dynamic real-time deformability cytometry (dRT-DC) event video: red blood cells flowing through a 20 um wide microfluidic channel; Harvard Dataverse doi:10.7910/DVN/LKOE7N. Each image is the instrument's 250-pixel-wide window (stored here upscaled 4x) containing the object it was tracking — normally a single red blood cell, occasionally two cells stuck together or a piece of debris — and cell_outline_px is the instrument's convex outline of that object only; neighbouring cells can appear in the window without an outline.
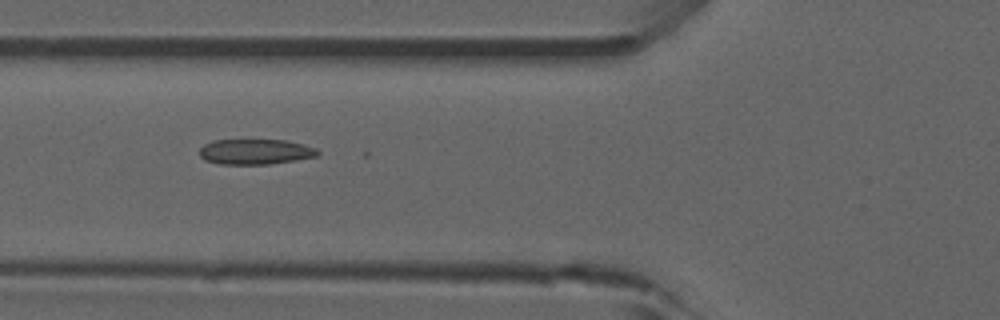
{"species": "common noctule bat (a hibernating species)", "species_latin": "Nyctalus noctula", "temperature_condition": "room temperature", "stored_images_in_passage": 38, "camera_frame_rate_fps": 3000, "um_per_image_px": 0.085, "animal": {"sex": "male", "forearm_length_mm": 52.5}, "frame": {"image": 1, "passage_image": 5, "time_ms": 1.333, "image_size_px": [1000, 320], "cell_outline_px": [[320, 156], [296, 160], [268, 164], [220, 164], [204, 160], [200, 156], [200, 148], [204, 144], [212, 140], [284, 140], [304, 144], [316, 148], [320, 152]], "centroid_in_image_um": [21.72, 12.9], "position_along_channel_um": 104.1, "area_um2": 17.57}}